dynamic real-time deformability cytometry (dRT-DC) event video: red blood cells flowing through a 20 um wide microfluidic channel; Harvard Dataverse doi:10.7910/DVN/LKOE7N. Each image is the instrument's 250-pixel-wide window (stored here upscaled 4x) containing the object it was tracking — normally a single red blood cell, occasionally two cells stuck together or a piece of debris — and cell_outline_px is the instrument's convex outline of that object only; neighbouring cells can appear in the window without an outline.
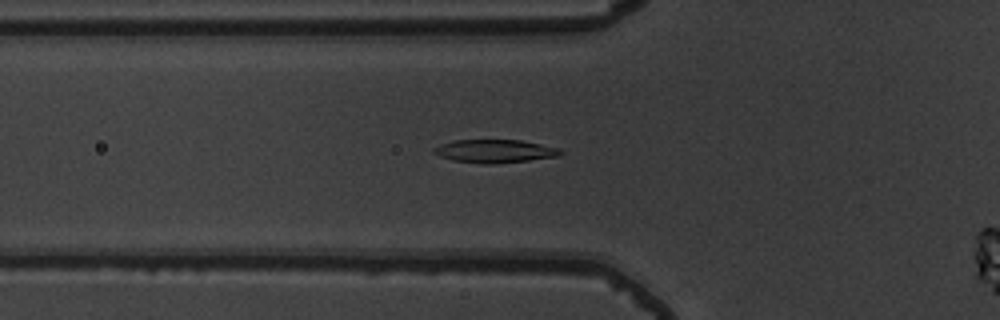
{"species": "common noctule bat (a hibernating species)", "species_latin": "Nyctalus noctula", "temperature_condition": "warm", "stored_images_in_passage": 39, "camera_frame_rate_fps": 3000, "um_per_image_px": 0.085, "animal": {"sex": "male", "body_mass_g": 19.5, "forearm_length_mm": 54.6}, "frame": {"image": 1, "passage_image": 8, "time_ms": 2.333, "image_size_px": [1000, 320], "cell_outline_px": [[564, 152], [560, 156], [528, 160], [492, 164], [484, 164], [452, 160], [440, 156], [432, 152], [432, 148], [440, 144], [452, 140], [520, 140], [560, 148]], "centroid_in_image_um": [42.04, 12.84], "position_along_channel_um": 83.8, "area_um2": 17.17}}
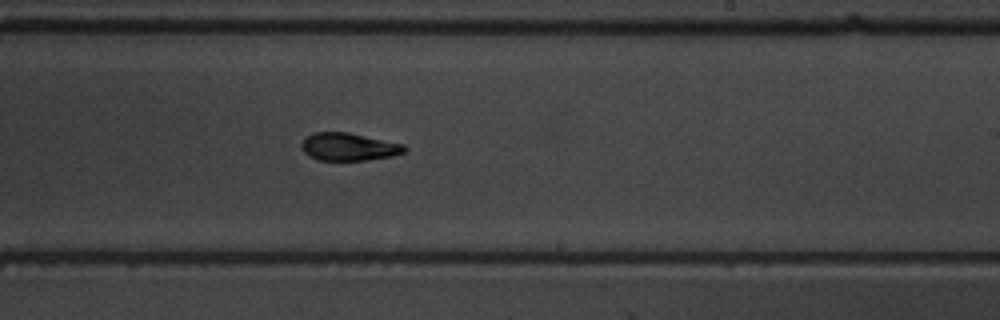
{"frame": {"image": 2, "passage_image": 22, "time_ms": 7.0, "image_size_px": [1000, 320], "cell_outline_px": [[408, 148], [404, 152], [392, 156], [364, 160], [320, 160], [304, 152], [300, 144], [304, 136], [312, 132], [348, 132], [404, 144]], "centroid_in_image_um": [29.63, 12.46], "position_along_channel_um": 259.4, "area_um2": 16.65}}
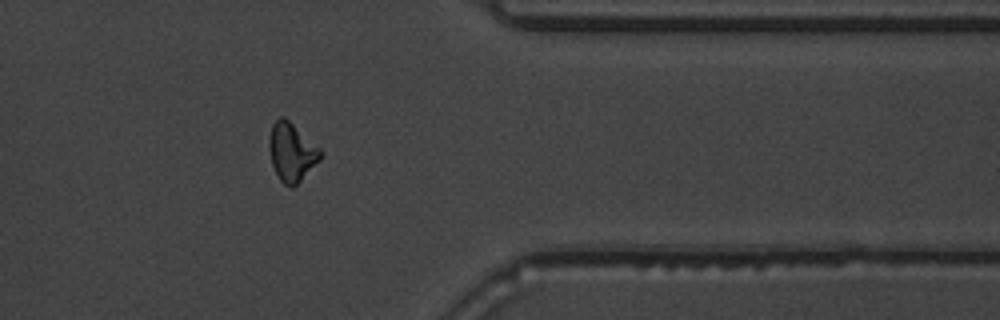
{"frame": {"image": 3, "passage_image": 33, "time_ms": 10.667, "image_size_px": [1000, 320], "cell_outline_px": [[324, 152], [320, 160], [292, 188], [284, 184], [280, 180], [272, 164], [268, 148], [268, 140], [272, 124], [280, 116], [284, 116], [320, 148]], "centroid_in_image_um": [24.78, 12.91], "position_along_channel_um": 386.6, "area_um2": 17.4}}